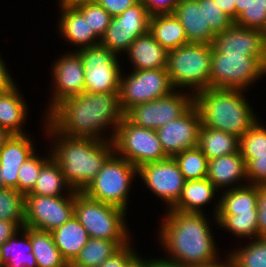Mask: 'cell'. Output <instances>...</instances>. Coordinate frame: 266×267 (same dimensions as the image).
<instances>
[{"label":"cell","mask_w":266,"mask_h":267,"mask_svg":"<svg viewBox=\"0 0 266 267\" xmlns=\"http://www.w3.org/2000/svg\"><path fill=\"white\" fill-rule=\"evenodd\" d=\"M45 117L56 131L71 138L104 140L101 131L113 125L114 135L108 139L112 140L124 112L119 92H83L60 102Z\"/></svg>","instance_id":"cell-1"},{"label":"cell","mask_w":266,"mask_h":267,"mask_svg":"<svg viewBox=\"0 0 266 267\" xmlns=\"http://www.w3.org/2000/svg\"><path fill=\"white\" fill-rule=\"evenodd\" d=\"M166 214L160 228V239L165 251L171 254L169 260L184 266L218 261L215 242L204 213L169 209Z\"/></svg>","instance_id":"cell-2"},{"label":"cell","mask_w":266,"mask_h":267,"mask_svg":"<svg viewBox=\"0 0 266 267\" xmlns=\"http://www.w3.org/2000/svg\"><path fill=\"white\" fill-rule=\"evenodd\" d=\"M45 127L48 135L56 136L51 157L59 164L72 189L82 192L114 153L112 140L71 138L56 131L48 122Z\"/></svg>","instance_id":"cell-3"},{"label":"cell","mask_w":266,"mask_h":267,"mask_svg":"<svg viewBox=\"0 0 266 267\" xmlns=\"http://www.w3.org/2000/svg\"><path fill=\"white\" fill-rule=\"evenodd\" d=\"M244 90L207 88L193 94L201 125L224 131L240 138L257 117L242 95Z\"/></svg>","instance_id":"cell-4"},{"label":"cell","mask_w":266,"mask_h":267,"mask_svg":"<svg viewBox=\"0 0 266 267\" xmlns=\"http://www.w3.org/2000/svg\"><path fill=\"white\" fill-rule=\"evenodd\" d=\"M125 212L122 208L91 199L83 192H74V215L90 238L115 241L120 247L128 245Z\"/></svg>","instance_id":"cell-5"},{"label":"cell","mask_w":266,"mask_h":267,"mask_svg":"<svg viewBox=\"0 0 266 267\" xmlns=\"http://www.w3.org/2000/svg\"><path fill=\"white\" fill-rule=\"evenodd\" d=\"M212 48L209 44L188 43L168 52L167 71L175 89L190 87L196 93L210 88Z\"/></svg>","instance_id":"cell-6"},{"label":"cell","mask_w":266,"mask_h":267,"mask_svg":"<svg viewBox=\"0 0 266 267\" xmlns=\"http://www.w3.org/2000/svg\"><path fill=\"white\" fill-rule=\"evenodd\" d=\"M136 174L137 168L132 163L113 153L82 192L91 199L126 211L128 191Z\"/></svg>","instance_id":"cell-7"},{"label":"cell","mask_w":266,"mask_h":267,"mask_svg":"<svg viewBox=\"0 0 266 267\" xmlns=\"http://www.w3.org/2000/svg\"><path fill=\"white\" fill-rule=\"evenodd\" d=\"M266 73V56L219 54L212 48L210 88L244 90Z\"/></svg>","instance_id":"cell-8"},{"label":"cell","mask_w":266,"mask_h":267,"mask_svg":"<svg viewBox=\"0 0 266 267\" xmlns=\"http://www.w3.org/2000/svg\"><path fill=\"white\" fill-rule=\"evenodd\" d=\"M112 142L114 153L121 154L120 157L136 168L168 158L156 130L136 126L125 117L119 123Z\"/></svg>","instance_id":"cell-9"},{"label":"cell","mask_w":266,"mask_h":267,"mask_svg":"<svg viewBox=\"0 0 266 267\" xmlns=\"http://www.w3.org/2000/svg\"><path fill=\"white\" fill-rule=\"evenodd\" d=\"M167 68L133 70L126 78L121 75L119 98L122 111L165 97L174 91Z\"/></svg>","instance_id":"cell-10"},{"label":"cell","mask_w":266,"mask_h":267,"mask_svg":"<svg viewBox=\"0 0 266 267\" xmlns=\"http://www.w3.org/2000/svg\"><path fill=\"white\" fill-rule=\"evenodd\" d=\"M84 67V92H119L121 71L113 51L101 45L76 51Z\"/></svg>","instance_id":"cell-11"},{"label":"cell","mask_w":266,"mask_h":267,"mask_svg":"<svg viewBox=\"0 0 266 267\" xmlns=\"http://www.w3.org/2000/svg\"><path fill=\"white\" fill-rule=\"evenodd\" d=\"M192 105L193 94L173 91L165 97L131 107L124 117L136 126L157 130L180 118Z\"/></svg>","instance_id":"cell-12"},{"label":"cell","mask_w":266,"mask_h":267,"mask_svg":"<svg viewBox=\"0 0 266 267\" xmlns=\"http://www.w3.org/2000/svg\"><path fill=\"white\" fill-rule=\"evenodd\" d=\"M24 227L51 232L74 215V192L68 196L25 195Z\"/></svg>","instance_id":"cell-13"},{"label":"cell","mask_w":266,"mask_h":267,"mask_svg":"<svg viewBox=\"0 0 266 267\" xmlns=\"http://www.w3.org/2000/svg\"><path fill=\"white\" fill-rule=\"evenodd\" d=\"M150 18L140 0L111 19L110 25L100 38V45L116 55L119 51L126 52L136 38L149 32Z\"/></svg>","instance_id":"cell-14"},{"label":"cell","mask_w":266,"mask_h":267,"mask_svg":"<svg viewBox=\"0 0 266 267\" xmlns=\"http://www.w3.org/2000/svg\"><path fill=\"white\" fill-rule=\"evenodd\" d=\"M137 174L155 195L168 203L169 209L178 202L186 180L173 157L142 165Z\"/></svg>","instance_id":"cell-15"},{"label":"cell","mask_w":266,"mask_h":267,"mask_svg":"<svg viewBox=\"0 0 266 267\" xmlns=\"http://www.w3.org/2000/svg\"><path fill=\"white\" fill-rule=\"evenodd\" d=\"M200 115L194 104L180 117L156 130L168 157L198 146Z\"/></svg>","instance_id":"cell-16"},{"label":"cell","mask_w":266,"mask_h":267,"mask_svg":"<svg viewBox=\"0 0 266 267\" xmlns=\"http://www.w3.org/2000/svg\"><path fill=\"white\" fill-rule=\"evenodd\" d=\"M54 89L49 105L48 115L60 102L84 92V67L81 56L77 52L67 53L53 66Z\"/></svg>","instance_id":"cell-17"},{"label":"cell","mask_w":266,"mask_h":267,"mask_svg":"<svg viewBox=\"0 0 266 267\" xmlns=\"http://www.w3.org/2000/svg\"><path fill=\"white\" fill-rule=\"evenodd\" d=\"M212 47L219 54L266 56V35L262 30L233 24L225 31L216 34Z\"/></svg>","instance_id":"cell-18"},{"label":"cell","mask_w":266,"mask_h":267,"mask_svg":"<svg viewBox=\"0 0 266 267\" xmlns=\"http://www.w3.org/2000/svg\"><path fill=\"white\" fill-rule=\"evenodd\" d=\"M173 14L183 26L189 43L212 45L216 33L206 21L205 0L179 2Z\"/></svg>","instance_id":"cell-19"},{"label":"cell","mask_w":266,"mask_h":267,"mask_svg":"<svg viewBox=\"0 0 266 267\" xmlns=\"http://www.w3.org/2000/svg\"><path fill=\"white\" fill-rule=\"evenodd\" d=\"M33 142L24 135H12L0 149V167L4 188L17 190L18 170L34 152Z\"/></svg>","instance_id":"cell-20"},{"label":"cell","mask_w":266,"mask_h":267,"mask_svg":"<svg viewBox=\"0 0 266 267\" xmlns=\"http://www.w3.org/2000/svg\"><path fill=\"white\" fill-rule=\"evenodd\" d=\"M60 8H62V17L58 28L69 43L81 47L80 49L100 45V38L73 5H60Z\"/></svg>","instance_id":"cell-21"},{"label":"cell","mask_w":266,"mask_h":267,"mask_svg":"<svg viewBox=\"0 0 266 267\" xmlns=\"http://www.w3.org/2000/svg\"><path fill=\"white\" fill-rule=\"evenodd\" d=\"M126 52L133 70L167 68L168 52L150 32L136 38Z\"/></svg>","instance_id":"cell-22"},{"label":"cell","mask_w":266,"mask_h":267,"mask_svg":"<svg viewBox=\"0 0 266 267\" xmlns=\"http://www.w3.org/2000/svg\"><path fill=\"white\" fill-rule=\"evenodd\" d=\"M207 178L213 183V185L219 189L227 187L228 185L233 188H239L241 183L236 186L233 184L237 181L247 179V167L244 158L240 151L230 155L220 156L208 161V174Z\"/></svg>","instance_id":"cell-23"},{"label":"cell","mask_w":266,"mask_h":267,"mask_svg":"<svg viewBox=\"0 0 266 267\" xmlns=\"http://www.w3.org/2000/svg\"><path fill=\"white\" fill-rule=\"evenodd\" d=\"M54 243L63 259L72 262L85 246L90 236L79 220L73 215L63 225L51 231Z\"/></svg>","instance_id":"cell-24"},{"label":"cell","mask_w":266,"mask_h":267,"mask_svg":"<svg viewBox=\"0 0 266 267\" xmlns=\"http://www.w3.org/2000/svg\"><path fill=\"white\" fill-rule=\"evenodd\" d=\"M16 86L0 90V127L13 135H24L21 126L27 117V105Z\"/></svg>","instance_id":"cell-25"},{"label":"cell","mask_w":266,"mask_h":267,"mask_svg":"<svg viewBox=\"0 0 266 267\" xmlns=\"http://www.w3.org/2000/svg\"><path fill=\"white\" fill-rule=\"evenodd\" d=\"M21 230L24 239L17 240V232L0 246L1 267H38L32 253L30 227H23Z\"/></svg>","instance_id":"cell-26"},{"label":"cell","mask_w":266,"mask_h":267,"mask_svg":"<svg viewBox=\"0 0 266 267\" xmlns=\"http://www.w3.org/2000/svg\"><path fill=\"white\" fill-rule=\"evenodd\" d=\"M248 185V186H247ZM239 188L227 187L216 206V215L257 213V185L248 184Z\"/></svg>","instance_id":"cell-27"},{"label":"cell","mask_w":266,"mask_h":267,"mask_svg":"<svg viewBox=\"0 0 266 267\" xmlns=\"http://www.w3.org/2000/svg\"><path fill=\"white\" fill-rule=\"evenodd\" d=\"M149 32L167 52L189 43L183 26L174 14L152 16Z\"/></svg>","instance_id":"cell-28"},{"label":"cell","mask_w":266,"mask_h":267,"mask_svg":"<svg viewBox=\"0 0 266 267\" xmlns=\"http://www.w3.org/2000/svg\"><path fill=\"white\" fill-rule=\"evenodd\" d=\"M240 138L221 130L200 126L198 148L208 160L239 152Z\"/></svg>","instance_id":"cell-29"},{"label":"cell","mask_w":266,"mask_h":267,"mask_svg":"<svg viewBox=\"0 0 266 267\" xmlns=\"http://www.w3.org/2000/svg\"><path fill=\"white\" fill-rule=\"evenodd\" d=\"M217 188L208 179L188 180L182 190V194L178 202L171 210H178L188 213H203L204 204H209Z\"/></svg>","instance_id":"cell-30"},{"label":"cell","mask_w":266,"mask_h":267,"mask_svg":"<svg viewBox=\"0 0 266 267\" xmlns=\"http://www.w3.org/2000/svg\"><path fill=\"white\" fill-rule=\"evenodd\" d=\"M64 188H68L67 191L69 192H75L66 181L59 164L52 157H49L43 164L33 189L27 194L63 196L64 193H61V191L63 192L62 189Z\"/></svg>","instance_id":"cell-31"},{"label":"cell","mask_w":266,"mask_h":267,"mask_svg":"<svg viewBox=\"0 0 266 267\" xmlns=\"http://www.w3.org/2000/svg\"><path fill=\"white\" fill-rule=\"evenodd\" d=\"M30 241L38 267H66L51 232L30 228Z\"/></svg>","instance_id":"cell-32"},{"label":"cell","mask_w":266,"mask_h":267,"mask_svg":"<svg viewBox=\"0 0 266 267\" xmlns=\"http://www.w3.org/2000/svg\"><path fill=\"white\" fill-rule=\"evenodd\" d=\"M120 248L115 241L90 238L71 263L83 267H99Z\"/></svg>","instance_id":"cell-33"},{"label":"cell","mask_w":266,"mask_h":267,"mask_svg":"<svg viewBox=\"0 0 266 267\" xmlns=\"http://www.w3.org/2000/svg\"><path fill=\"white\" fill-rule=\"evenodd\" d=\"M186 181L207 178L208 158L197 147L186 149L173 157Z\"/></svg>","instance_id":"cell-34"},{"label":"cell","mask_w":266,"mask_h":267,"mask_svg":"<svg viewBox=\"0 0 266 267\" xmlns=\"http://www.w3.org/2000/svg\"><path fill=\"white\" fill-rule=\"evenodd\" d=\"M25 195L12 188L0 189V220L14 221L20 228L25 222Z\"/></svg>","instance_id":"cell-35"},{"label":"cell","mask_w":266,"mask_h":267,"mask_svg":"<svg viewBox=\"0 0 266 267\" xmlns=\"http://www.w3.org/2000/svg\"><path fill=\"white\" fill-rule=\"evenodd\" d=\"M228 256L236 267H266V238H256Z\"/></svg>","instance_id":"cell-36"},{"label":"cell","mask_w":266,"mask_h":267,"mask_svg":"<svg viewBox=\"0 0 266 267\" xmlns=\"http://www.w3.org/2000/svg\"><path fill=\"white\" fill-rule=\"evenodd\" d=\"M220 227L239 237L258 238L257 213L216 215Z\"/></svg>","instance_id":"cell-37"},{"label":"cell","mask_w":266,"mask_h":267,"mask_svg":"<svg viewBox=\"0 0 266 267\" xmlns=\"http://www.w3.org/2000/svg\"><path fill=\"white\" fill-rule=\"evenodd\" d=\"M73 6L85 17L95 34L101 38L113 17L94 0L81 1Z\"/></svg>","instance_id":"cell-38"},{"label":"cell","mask_w":266,"mask_h":267,"mask_svg":"<svg viewBox=\"0 0 266 267\" xmlns=\"http://www.w3.org/2000/svg\"><path fill=\"white\" fill-rule=\"evenodd\" d=\"M239 151L246 163L253 155L266 154V128L258 121L240 137Z\"/></svg>","instance_id":"cell-39"},{"label":"cell","mask_w":266,"mask_h":267,"mask_svg":"<svg viewBox=\"0 0 266 267\" xmlns=\"http://www.w3.org/2000/svg\"><path fill=\"white\" fill-rule=\"evenodd\" d=\"M48 158H39L37 154H32L18 170V182H17V191L26 195L29 193L39 176L43 164L47 161ZM46 159V160H45Z\"/></svg>","instance_id":"cell-40"},{"label":"cell","mask_w":266,"mask_h":267,"mask_svg":"<svg viewBox=\"0 0 266 267\" xmlns=\"http://www.w3.org/2000/svg\"><path fill=\"white\" fill-rule=\"evenodd\" d=\"M234 24L266 32V0H255L236 18Z\"/></svg>","instance_id":"cell-41"},{"label":"cell","mask_w":266,"mask_h":267,"mask_svg":"<svg viewBox=\"0 0 266 267\" xmlns=\"http://www.w3.org/2000/svg\"><path fill=\"white\" fill-rule=\"evenodd\" d=\"M205 15L207 23H210L211 29L216 34L225 31L234 24V21L223 12L214 0H205Z\"/></svg>","instance_id":"cell-42"},{"label":"cell","mask_w":266,"mask_h":267,"mask_svg":"<svg viewBox=\"0 0 266 267\" xmlns=\"http://www.w3.org/2000/svg\"><path fill=\"white\" fill-rule=\"evenodd\" d=\"M247 179L251 185H266V154L253 155L246 163Z\"/></svg>","instance_id":"cell-43"},{"label":"cell","mask_w":266,"mask_h":267,"mask_svg":"<svg viewBox=\"0 0 266 267\" xmlns=\"http://www.w3.org/2000/svg\"><path fill=\"white\" fill-rule=\"evenodd\" d=\"M258 238H266V185H257Z\"/></svg>","instance_id":"cell-44"},{"label":"cell","mask_w":266,"mask_h":267,"mask_svg":"<svg viewBox=\"0 0 266 267\" xmlns=\"http://www.w3.org/2000/svg\"><path fill=\"white\" fill-rule=\"evenodd\" d=\"M147 13L152 17L155 15L173 14L178 0H141Z\"/></svg>","instance_id":"cell-45"},{"label":"cell","mask_w":266,"mask_h":267,"mask_svg":"<svg viewBox=\"0 0 266 267\" xmlns=\"http://www.w3.org/2000/svg\"><path fill=\"white\" fill-rule=\"evenodd\" d=\"M136 252L131 244L121 247L115 254L105 260L99 267H131V257Z\"/></svg>","instance_id":"cell-46"},{"label":"cell","mask_w":266,"mask_h":267,"mask_svg":"<svg viewBox=\"0 0 266 267\" xmlns=\"http://www.w3.org/2000/svg\"><path fill=\"white\" fill-rule=\"evenodd\" d=\"M112 17L120 15L127 8L137 4L140 0H94Z\"/></svg>","instance_id":"cell-47"},{"label":"cell","mask_w":266,"mask_h":267,"mask_svg":"<svg viewBox=\"0 0 266 267\" xmlns=\"http://www.w3.org/2000/svg\"><path fill=\"white\" fill-rule=\"evenodd\" d=\"M21 229L14 221L0 220V246Z\"/></svg>","instance_id":"cell-48"},{"label":"cell","mask_w":266,"mask_h":267,"mask_svg":"<svg viewBox=\"0 0 266 267\" xmlns=\"http://www.w3.org/2000/svg\"><path fill=\"white\" fill-rule=\"evenodd\" d=\"M10 77L4 62L0 58V90H7L15 85L13 79Z\"/></svg>","instance_id":"cell-49"},{"label":"cell","mask_w":266,"mask_h":267,"mask_svg":"<svg viewBox=\"0 0 266 267\" xmlns=\"http://www.w3.org/2000/svg\"><path fill=\"white\" fill-rule=\"evenodd\" d=\"M233 21L236 20V0H214Z\"/></svg>","instance_id":"cell-50"},{"label":"cell","mask_w":266,"mask_h":267,"mask_svg":"<svg viewBox=\"0 0 266 267\" xmlns=\"http://www.w3.org/2000/svg\"><path fill=\"white\" fill-rule=\"evenodd\" d=\"M152 267H188L184 266L181 263L171 261L169 259H151L150 260Z\"/></svg>","instance_id":"cell-51"},{"label":"cell","mask_w":266,"mask_h":267,"mask_svg":"<svg viewBox=\"0 0 266 267\" xmlns=\"http://www.w3.org/2000/svg\"><path fill=\"white\" fill-rule=\"evenodd\" d=\"M143 260L144 259H141V257H139L137 253H135L131 257V267H152L150 260Z\"/></svg>","instance_id":"cell-52"},{"label":"cell","mask_w":266,"mask_h":267,"mask_svg":"<svg viewBox=\"0 0 266 267\" xmlns=\"http://www.w3.org/2000/svg\"><path fill=\"white\" fill-rule=\"evenodd\" d=\"M255 0H236V18L245 11Z\"/></svg>","instance_id":"cell-53"},{"label":"cell","mask_w":266,"mask_h":267,"mask_svg":"<svg viewBox=\"0 0 266 267\" xmlns=\"http://www.w3.org/2000/svg\"><path fill=\"white\" fill-rule=\"evenodd\" d=\"M11 134L7 129L0 127V149L11 138Z\"/></svg>","instance_id":"cell-54"},{"label":"cell","mask_w":266,"mask_h":267,"mask_svg":"<svg viewBox=\"0 0 266 267\" xmlns=\"http://www.w3.org/2000/svg\"><path fill=\"white\" fill-rule=\"evenodd\" d=\"M226 259H227V260H225L226 262L223 264L220 262H217V261H213V262L207 263V264L190 265L188 267H223L230 260L229 257Z\"/></svg>","instance_id":"cell-55"},{"label":"cell","mask_w":266,"mask_h":267,"mask_svg":"<svg viewBox=\"0 0 266 267\" xmlns=\"http://www.w3.org/2000/svg\"><path fill=\"white\" fill-rule=\"evenodd\" d=\"M88 0H60L59 5H74L75 3Z\"/></svg>","instance_id":"cell-56"},{"label":"cell","mask_w":266,"mask_h":267,"mask_svg":"<svg viewBox=\"0 0 266 267\" xmlns=\"http://www.w3.org/2000/svg\"><path fill=\"white\" fill-rule=\"evenodd\" d=\"M0 171H1V167H0ZM4 188V181L2 179V173L0 172V189Z\"/></svg>","instance_id":"cell-57"},{"label":"cell","mask_w":266,"mask_h":267,"mask_svg":"<svg viewBox=\"0 0 266 267\" xmlns=\"http://www.w3.org/2000/svg\"><path fill=\"white\" fill-rule=\"evenodd\" d=\"M223 267H236L230 260Z\"/></svg>","instance_id":"cell-58"},{"label":"cell","mask_w":266,"mask_h":267,"mask_svg":"<svg viewBox=\"0 0 266 267\" xmlns=\"http://www.w3.org/2000/svg\"><path fill=\"white\" fill-rule=\"evenodd\" d=\"M66 267H83V266H79V265H76V264L69 262V263H67Z\"/></svg>","instance_id":"cell-59"},{"label":"cell","mask_w":266,"mask_h":267,"mask_svg":"<svg viewBox=\"0 0 266 267\" xmlns=\"http://www.w3.org/2000/svg\"><path fill=\"white\" fill-rule=\"evenodd\" d=\"M179 2H184V1H199V0H178Z\"/></svg>","instance_id":"cell-60"}]
</instances>
